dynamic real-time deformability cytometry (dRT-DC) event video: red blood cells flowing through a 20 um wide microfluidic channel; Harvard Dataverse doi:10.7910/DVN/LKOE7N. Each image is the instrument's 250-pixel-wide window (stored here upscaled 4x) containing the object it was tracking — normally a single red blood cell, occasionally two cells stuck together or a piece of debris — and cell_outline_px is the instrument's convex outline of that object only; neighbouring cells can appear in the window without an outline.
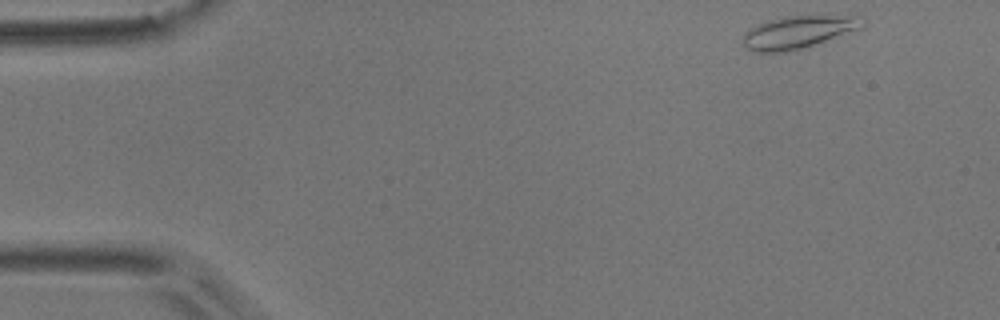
{"species": "common noctule bat (a hibernating species)", "species_latin": "Nyctalus noctula", "temperature_condition": "room temperature", "stored_images_in_passage": 50, "camera_frame_rate_fps": 3000, "um_per_image_px": 0.085, "animal": {"sex": "male", "body_mass_g": 17.9}, "frame": {"image": 1, "passage_image": 1, "time_ms": 0.0, "image_size_px": [1000, 320], "cell_outline_px": [[864, 28], [800, 48], [784, 52], [756, 52], [744, 48], [744, 32], [760, 24], [784, 16], [816, 12], [864, 16]], "centroid_in_image_um": [67.98, 2.65], "position_along_channel_um": 17.0, "area_um2": 23.41}}
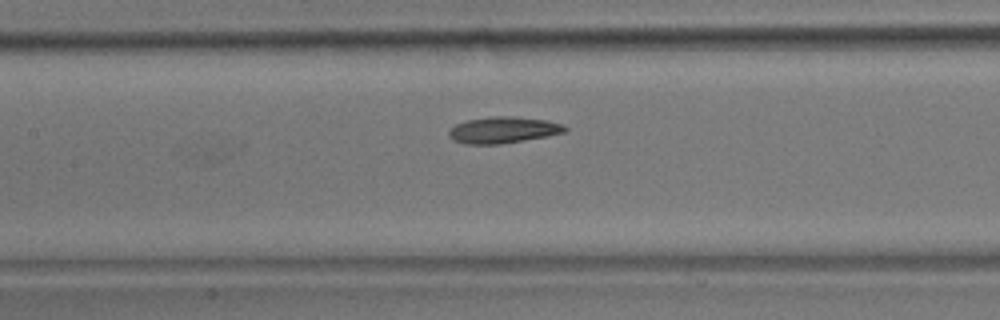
{"frame": {"image": 2, "passage_image": 21, "time_ms": 6.667, "image_size_px": [1000, 320], "cell_outline_px": [[568, 132], [548, 136], [500, 144], [464, 144], [452, 140], [448, 136], [448, 132], [456, 124], [468, 120], [492, 116], [512, 116], [544, 120], [560, 124], [568, 128]], "centroid_in_image_um": [42.76, 11.06], "position_along_channel_um": 164.6, "area_um2": 17.8}}
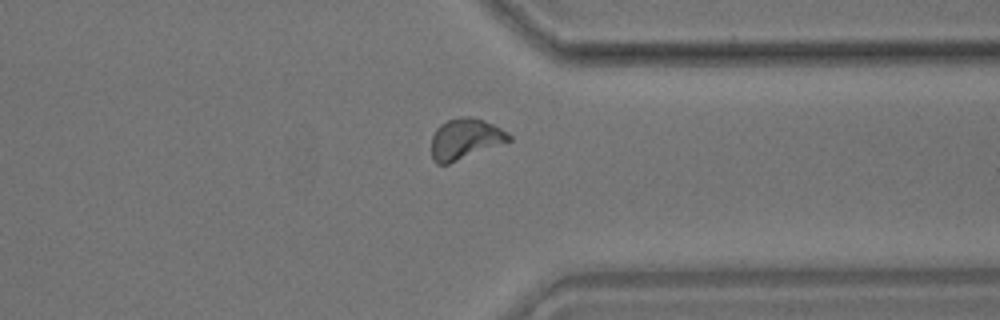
{"frame": {"image": 3, "passage_image": 38, "time_ms": 12.333, "image_size_px": [1000, 320], "cell_outline_px": [[512, 140], [448, 164], [436, 164], [432, 160], [432, 136], [436, 128], [440, 124], [448, 120], [460, 116], [468, 116], [484, 120], [508, 132], [512, 136]], "centroid_in_image_um": [39.53, 11.8], "position_along_channel_um": 371.9, "area_um2": 18.38}, "authors_computed_cell_mechanics": {"area_um2": 17.8024, "velocity_mm_per_s": 3.7036, "shape_relaxation_time_tau1_ms": 7.9819, "shape_relaxation_time_tau2_ms": 3.6746, "deformation_change_tau1": 0.1975, "deformation_change_tau2": 0.1058}}